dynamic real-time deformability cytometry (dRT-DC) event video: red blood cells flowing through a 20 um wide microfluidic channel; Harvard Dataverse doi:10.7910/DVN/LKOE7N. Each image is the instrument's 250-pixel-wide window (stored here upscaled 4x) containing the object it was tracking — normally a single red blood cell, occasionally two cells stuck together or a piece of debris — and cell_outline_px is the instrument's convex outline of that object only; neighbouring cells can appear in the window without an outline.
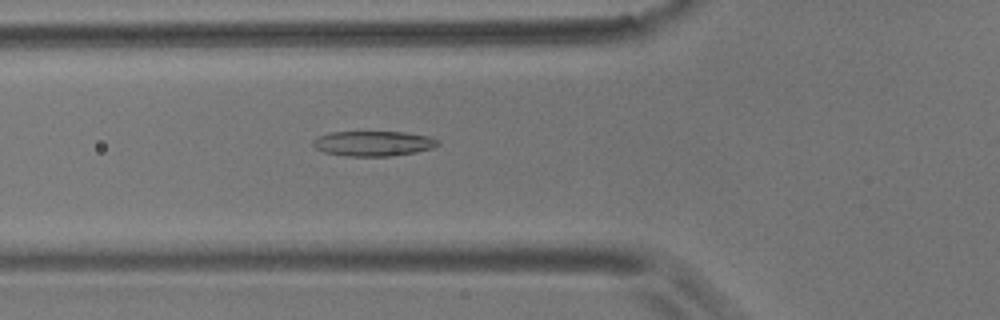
{"species": "common noctule bat (a hibernating species)", "species_latin": "Nyctalus noctula", "temperature_condition": "room temperature", "stored_images_in_passage": 56, "camera_frame_rate_fps": 3000, "um_per_image_px": 0.085, "animal": {"sex": "male", "body_mass_g": 17.9}, "frame": {"image": 1, "passage_image": 20, "time_ms": 6.333, "image_size_px": [1000, 320], "cell_outline_px": [[440, 144], [432, 148], [416, 152], [392, 156], [344, 156], [324, 152], [316, 148], [312, 144], [312, 140], [320, 136], [332, 132], [404, 132], [428, 136], [436, 140]], "centroid_in_image_um": [31.72, 12.2], "position_along_channel_um": 94.1, "area_um2": 18.15}}
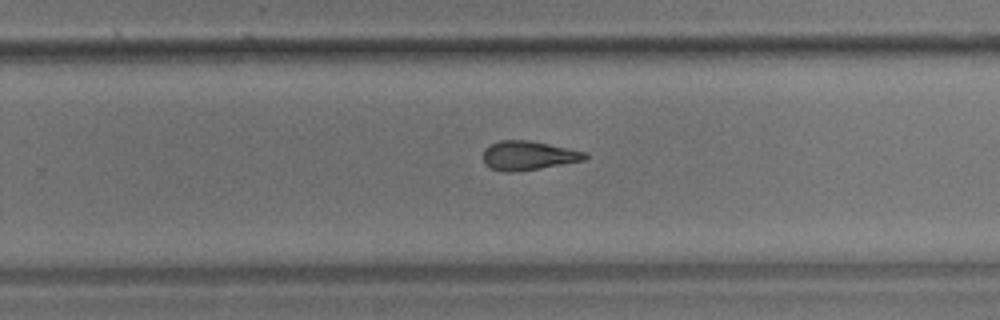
{"frame": {"image": 2, "passage_image": 36, "time_ms": 11.667, "image_size_px": [1000, 320], "cell_outline_px": [[588, 156], [584, 160], [540, 168], [516, 172], [504, 172], [492, 168], [484, 164], [484, 148], [500, 140], [528, 140], [588, 152]], "centroid_in_image_um": [44.91, 13.22], "position_along_channel_um": 284.9, "area_um2": 17.17}}
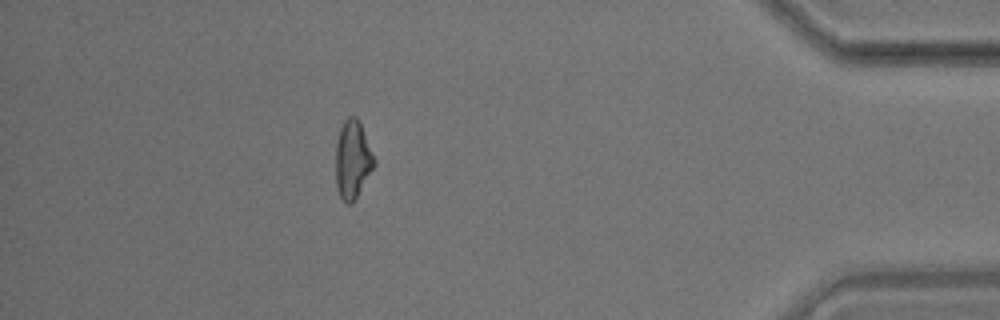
{"frame": {"image": 3, "passage_image": 50, "time_ms": 16.333, "image_size_px": [1000, 320], "cell_outline_px": [[376, 164], [352, 204], [348, 204], [340, 196], [336, 188], [336, 144], [340, 128], [344, 120], [348, 116], [356, 116], [360, 120], [376, 160]], "centroid_in_image_um": [29.98, 13.53], "position_along_channel_um": 405.2, "area_um2": 17.69}, "authors_computed_cell_mechanics": {"area_um2": 17.8024, "velocity_mm_per_s": 3.5654, "shape_relaxation_time_tau1_ms": 9.5856, "shape_relaxation_time_tau2_ms": 4.1678, "deformation_change_tau1": 0.2038, "deformation_change_tau2": 0.1378}}